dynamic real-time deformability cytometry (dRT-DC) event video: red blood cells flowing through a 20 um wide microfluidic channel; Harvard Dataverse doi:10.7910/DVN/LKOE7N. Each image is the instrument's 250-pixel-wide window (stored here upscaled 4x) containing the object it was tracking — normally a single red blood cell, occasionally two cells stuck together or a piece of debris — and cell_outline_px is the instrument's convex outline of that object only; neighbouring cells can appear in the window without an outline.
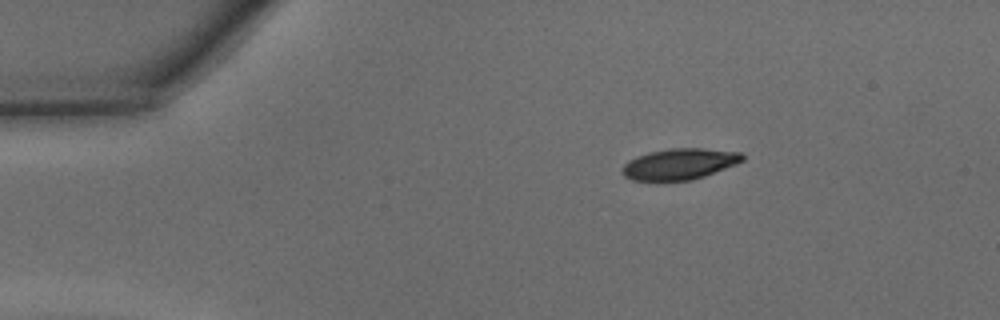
{"species": "common noctule bat (a hibernating species)", "species_latin": "Nyctalus noctula", "temperature_condition": "warm", "stored_images_in_passage": 40, "camera_frame_rate_fps": 3000, "um_per_image_px": 0.085, "animal": {"sex": "male", "body_mass_g": 15.6}, "frame": {"image": 1, "passage_image": 1, "time_ms": 0.0, "image_size_px": [1000, 320], "cell_outline_px": [[744, 160], [736, 164], [704, 176], [692, 180], [632, 180], [624, 176], [620, 172], [624, 164], [628, 160], [636, 156], [648, 152], [672, 148], [704, 148], [740, 152], [744, 156]], "centroid_in_image_um": [57.74, 13.93], "position_along_channel_um": 27.3, "area_um2": 21.73}}
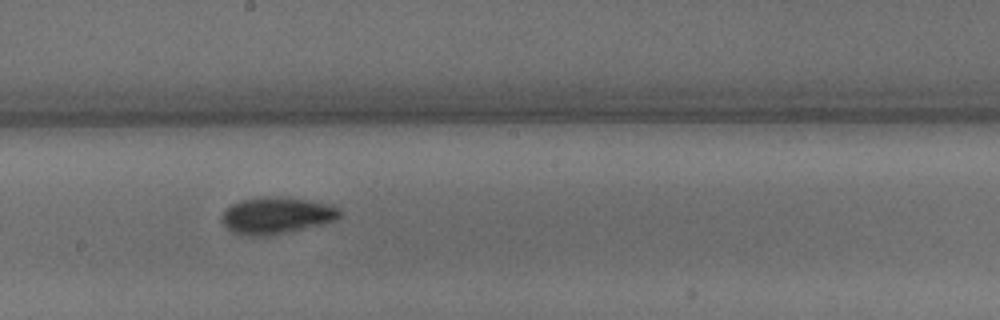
{"frame": {"image": 2, "passage_image": 19, "time_ms": 6.0, "image_size_px": [1000, 320], "cell_outline_px": [[340, 216], [336, 220], [288, 232], [264, 236], [244, 236], [232, 232], [220, 220], [224, 212], [232, 204], [240, 200], [256, 196], [276, 196], [308, 200], [340, 208]], "centroid_in_image_um": [23.45, 18.31], "position_along_channel_um": 224.7, "area_um2": 25.14}}
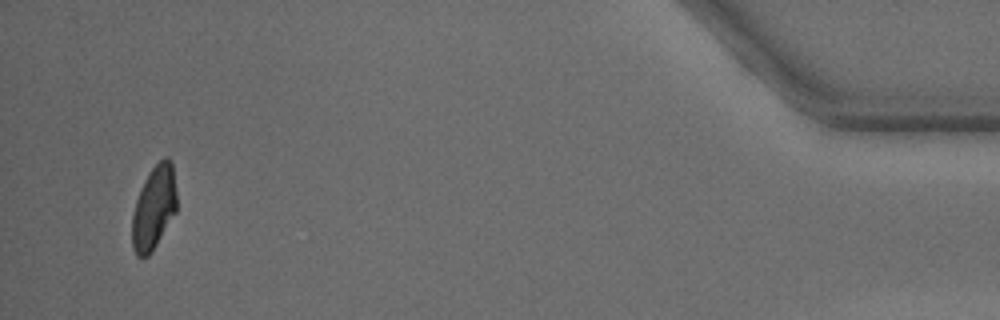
{"frame": {"image": 3, "passage_image": 38, "time_ms": 12.333, "image_size_px": [1000, 320], "cell_outline_px": [[176, 212], [152, 252], [148, 256], [136, 256], [132, 248], [132, 212], [136, 200], [144, 180], [152, 168], [164, 156], [168, 156], [172, 164], [176, 192]], "centroid_in_image_um": [13.07, 17.67], "position_along_channel_um": 422.1, "area_um2": 21.73}, "authors_computed_cell_mechanics": {"area_um2": 22.9177, "velocity_mm_per_s": 4.3434, "shape_relaxation_time_tau1_ms": 2.8285, "shape_relaxation_time_tau2_ms": 2.2005, "deformation_change_tau1": 0.1439, "deformation_change_tau2": 0.0703}}